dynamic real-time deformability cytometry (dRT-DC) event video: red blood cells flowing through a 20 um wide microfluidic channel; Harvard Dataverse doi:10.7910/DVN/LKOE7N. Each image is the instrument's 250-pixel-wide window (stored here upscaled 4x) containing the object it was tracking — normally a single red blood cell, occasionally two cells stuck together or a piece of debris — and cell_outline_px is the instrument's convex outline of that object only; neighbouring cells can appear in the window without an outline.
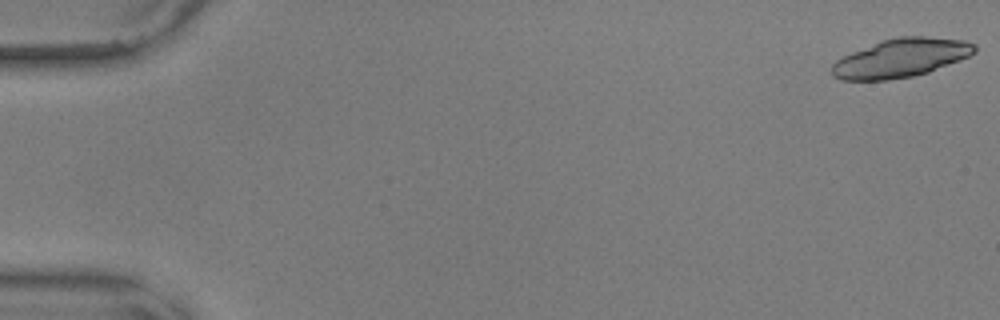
{"species": "common noctule bat (a hibernating species)", "species_latin": "Nyctalus noctula", "temperature_condition": "warm", "stored_images_in_passage": 15, "camera_frame_rate_fps": 3000, "um_per_image_px": 0.085, "animal": {"sex": "male", "body_mass_g": 17.9, "forearm_length_mm": 54.2}, "frame": {"image": 1, "passage_image": 1, "time_ms": 0.0, "image_size_px": [1000, 320], "cell_outline_px": [[976, 52], [960, 60], [928, 72], [912, 76], [888, 80], [840, 80], [832, 76], [828, 68], [836, 60], [852, 52], [880, 40], [900, 36], [924, 36], [964, 40], [976, 44]], "centroid_in_image_um": [76.54, 4.93], "position_along_channel_um": 8.5, "area_um2": 32.31}}